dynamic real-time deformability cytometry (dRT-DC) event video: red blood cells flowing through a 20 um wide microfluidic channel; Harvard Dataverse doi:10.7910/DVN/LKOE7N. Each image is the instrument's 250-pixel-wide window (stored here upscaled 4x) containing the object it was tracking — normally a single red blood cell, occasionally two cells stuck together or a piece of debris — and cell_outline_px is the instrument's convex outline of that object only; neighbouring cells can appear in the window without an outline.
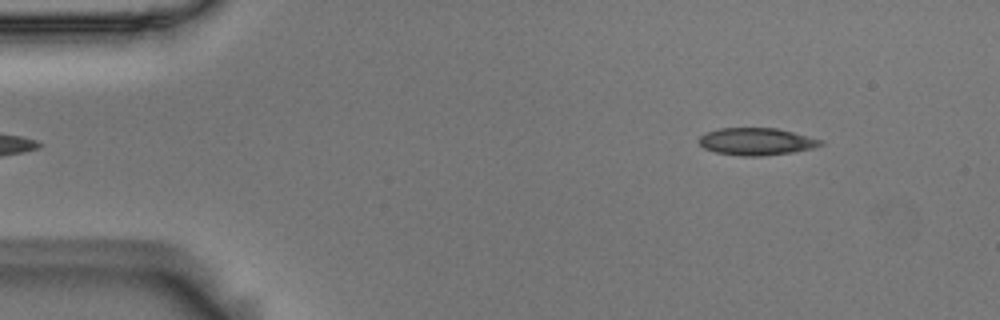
{"species": "Egyptian fruit bat (a non-hibernating species)", "species_latin": "Rousettus aegyptiacus", "temperature_condition": "room temperature", "stored_images_in_passage": 5, "segment_of_instrument_passage": [2, 2], "camera_frame_rate_fps": 3000, "um_per_image_px": 0.085, "animal": {"sex": "male"}, "frame": {"image": 1, "passage_image": 5, "time_ms": 1.333, "image_size_px": [1000, 320], "cell_outline_px": [[824, 144], [812, 148], [792, 152], [760, 156], [740, 156], [716, 152], [704, 148], [696, 140], [700, 136], [708, 132], [720, 128], [776, 128], [824, 140]], "centroid_in_image_um": [64.29, 12.03], "position_along_channel_um": 20.7, "area_um2": 19.25}}